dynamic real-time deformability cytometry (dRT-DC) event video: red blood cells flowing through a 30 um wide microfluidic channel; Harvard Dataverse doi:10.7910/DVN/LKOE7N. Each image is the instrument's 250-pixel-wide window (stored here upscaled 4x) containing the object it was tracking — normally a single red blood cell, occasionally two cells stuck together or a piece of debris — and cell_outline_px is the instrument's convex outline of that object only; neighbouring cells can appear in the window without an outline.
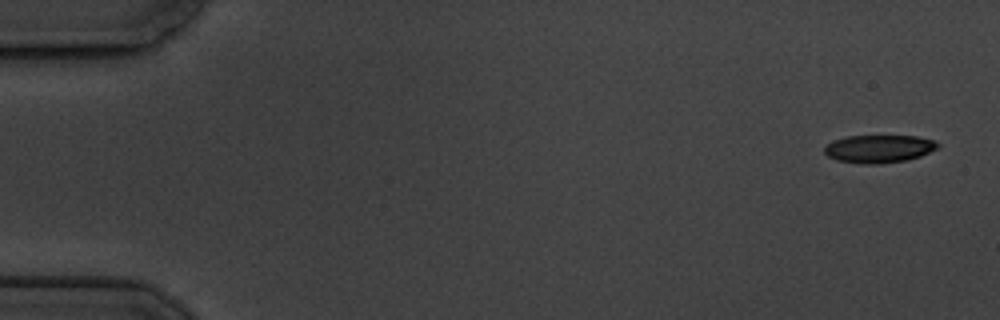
{"species": "common noctule bat (a hibernating species)", "species_latin": "Nyctalus noctula", "temperature_condition": "cold", "stored_images_in_passage": 5, "camera_frame_rate_fps": 3000, "um_per_image_px": 0.085, "animal": {"sex": "male", "body_mass_g": 19.5, "forearm_length_mm": 54.6}, "frame": {"image": 1, "passage_image": 1, "time_ms": 0.0, "image_size_px": [1000, 320], "cell_outline_px": [[940, 144], [936, 148], [920, 156], [908, 160], [880, 164], [860, 164], [836, 160], [828, 156], [824, 152], [824, 148], [832, 140], [848, 136], [916, 136], [936, 140]], "centroid_in_image_um": [74.7, 12.65], "position_along_channel_um": 10.3, "area_um2": 18.5}}